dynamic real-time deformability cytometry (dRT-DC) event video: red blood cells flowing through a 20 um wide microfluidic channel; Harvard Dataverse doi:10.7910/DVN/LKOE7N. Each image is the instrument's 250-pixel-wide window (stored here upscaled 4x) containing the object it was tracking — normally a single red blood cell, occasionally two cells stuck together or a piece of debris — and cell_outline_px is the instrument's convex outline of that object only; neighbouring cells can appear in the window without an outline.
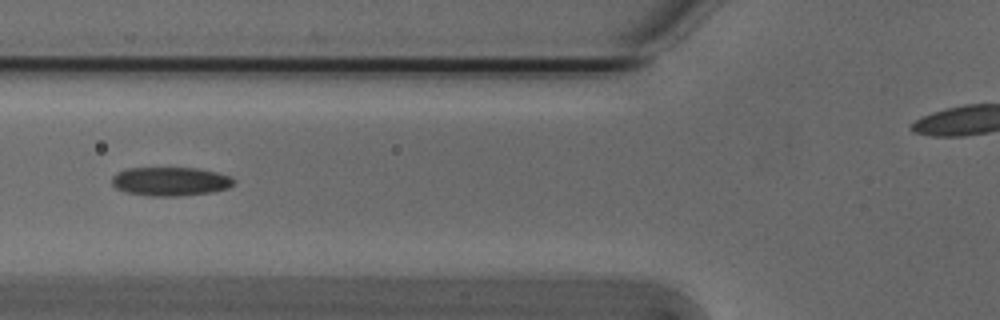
{"species": "Egyptian fruit bat (a non-hibernating species)", "species_latin": "Rousettus aegyptiacus", "temperature_condition": "cold", "stored_images_in_passage": 45, "camera_frame_rate_fps": 3000, "um_per_image_px": 0.085, "animal": {"sex": "male"}, "frame": {"image": 1, "passage_image": 11, "time_ms": 3.333, "image_size_px": [1000, 320], "cell_outline_px": [[236, 180], [228, 188], [212, 192], [180, 196], [148, 196], [124, 192], [116, 188], [112, 184], [112, 176], [116, 172], [128, 168], [196, 168], [216, 172], [228, 176]], "centroid_in_image_um": [14.44, 15.42], "position_along_channel_um": 111.4, "area_um2": 20.52}}
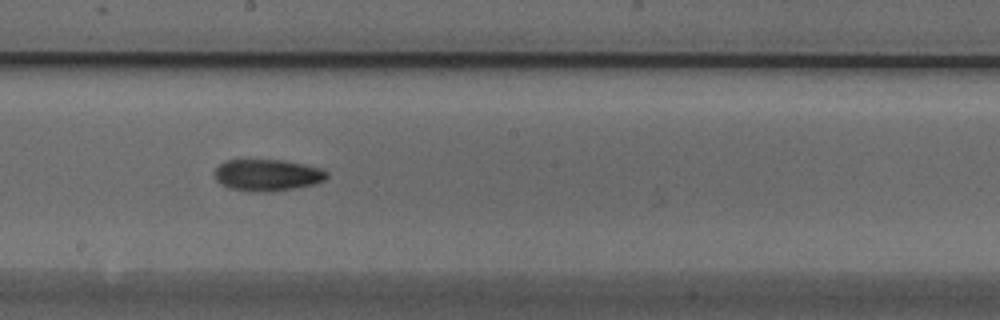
{"frame": {"image": 2, "passage_image": 20, "time_ms": 6.333, "image_size_px": [1000, 320], "cell_outline_px": [[328, 176], [324, 180], [316, 184], [272, 192], [264, 192], [228, 188], [220, 184], [216, 180], [212, 172], [224, 160], [284, 160], [324, 168], [328, 172]], "centroid_in_image_um": [22.73, 14.88], "position_along_channel_um": 225.5, "area_um2": 20.98}}
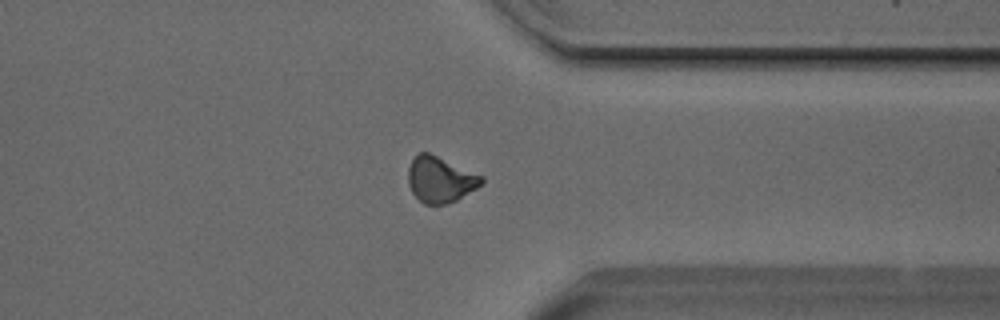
{"frame": {"image": 3, "passage_image": 32, "time_ms": 10.333, "image_size_px": [1000, 320], "cell_outline_px": [[484, 180], [476, 188], [456, 200], [448, 204], [424, 204], [412, 192], [408, 184], [408, 168], [412, 160], [420, 152], [428, 152], [484, 176]], "centroid_in_image_um": [37.41, 15.26], "position_along_channel_um": 374.0, "area_um2": 19.42}, "authors_computed_cell_mechanics": {"area_um2": 19.7676, "velocity_mm_per_s": 3.8096, "shape_relaxation_time_tau1_ms": 5.2283, "shape_relaxation_time_tau2_ms": 5.0201, "deformation_change_tau1": 0.0973, "deformation_change_tau2": 0.1058}}